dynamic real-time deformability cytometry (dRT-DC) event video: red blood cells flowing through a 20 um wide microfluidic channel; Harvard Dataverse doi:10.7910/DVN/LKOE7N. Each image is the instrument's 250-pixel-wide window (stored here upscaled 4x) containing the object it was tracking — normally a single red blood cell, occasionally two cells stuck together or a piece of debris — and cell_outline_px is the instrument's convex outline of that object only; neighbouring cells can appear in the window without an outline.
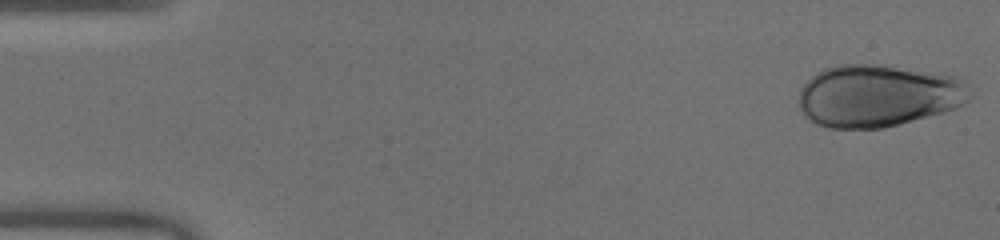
{"species": "human", "species_latin": "Homo sapiens", "temperature_condition": "warm", "stored_images_in_passage": 49, "camera_frame_rate_fps": 3000, "um_per_image_px": 0.085, "donor": {"sex": "male"}, "frame": {"image": 1, "passage_image": 1, "time_ms": 0.0, "image_size_px": [1000, 240], "cell_outline_px": [[972, 96], [968, 100], [956, 108], [944, 112], [884, 128], [828, 128], [816, 124], [808, 120], [800, 112], [796, 104], [796, 100], [800, 88], [816, 72], [824, 68], [836, 64], [888, 64], [956, 76], [964, 80]], "centroid_in_image_um": [74.59, 8.12], "position_along_channel_um": 10.4, "area_um2": 63.23}}
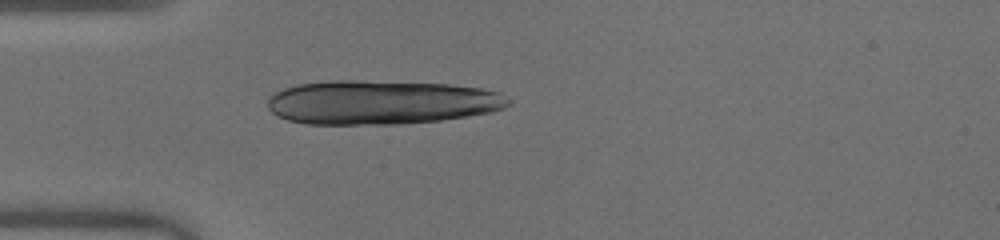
{"frame": {"image": 2, "passage_image": 14, "time_ms": 4.333, "image_size_px": [1000, 240], "cell_outline_px": [[512, 104], [504, 108], [492, 112], [468, 116], [440, 120], [400, 124], [304, 124], [288, 120], [272, 112], [268, 108], [268, 100], [276, 92], [284, 88], [296, 84], [332, 80], [360, 80], [448, 84], [484, 88], [500, 92], [512, 100]], "centroid_in_image_um": [32.46, 8.69], "position_along_channel_um": 52.5, "area_um2": 62.31}}